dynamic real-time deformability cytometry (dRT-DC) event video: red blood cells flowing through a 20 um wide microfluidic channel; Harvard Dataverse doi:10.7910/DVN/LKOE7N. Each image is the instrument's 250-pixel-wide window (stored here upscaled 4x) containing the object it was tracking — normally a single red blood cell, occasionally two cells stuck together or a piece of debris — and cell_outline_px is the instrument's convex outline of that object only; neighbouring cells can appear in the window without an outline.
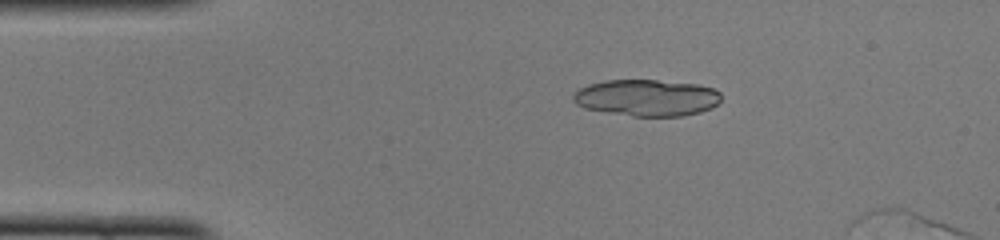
{"species": "common noctule bat (a hibernating species)", "species_latin": "Nyctalus noctula", "temperature_condition": "cold", "stored_images_in_passage": 5, "camera_frame_rate_fps": 3000, "um_per_image_px": 0.085, "animal": {"sex": "female", "body_mass_g": 22.0, "forearm_length_mm": 56.7}, "frame": {"image": 1, "passage_image": 2, "time_ms": 0.333, "image_size_px": [1000, 240], "cell_outline_px": [[720, 100], [712, 108], [700, 112], [684, 116], [632, 116], [584, 108], [576, 104], [572, 100], [572, 96], [580, 88], [588, 84], [604, 80], [656, 80], [700, 84], [716, 88], [720, 92]], "centroid_in_image_um": [55.0, 8.3], "position_along_channel_um": 30.0, "area_um2": 31.79}}